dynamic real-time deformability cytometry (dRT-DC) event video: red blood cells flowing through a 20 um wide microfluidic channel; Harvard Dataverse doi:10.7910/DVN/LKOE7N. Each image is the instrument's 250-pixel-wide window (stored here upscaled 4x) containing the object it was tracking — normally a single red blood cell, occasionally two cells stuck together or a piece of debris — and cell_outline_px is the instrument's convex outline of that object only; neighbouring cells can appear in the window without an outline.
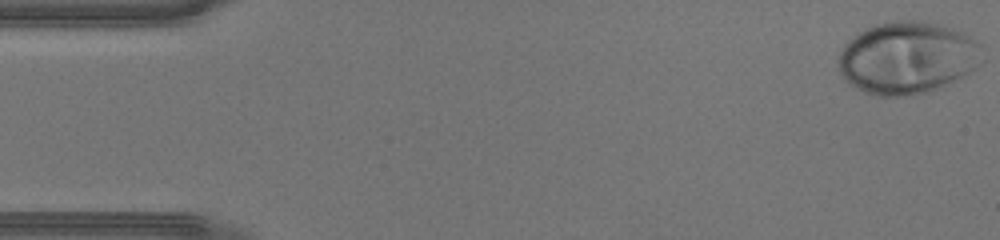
{"species": "human", "species_latin": "Homo sapiens", "temperature_condition": "warm", "stored_images_in_passage": 44, "camera_frame_rate_fps": 3000, "um_per_image_px": 0.085, "donor": {"sex": "male"}, "frame": {"image": 1, "passage_image": 1, "time_ms": 0.0, "image_size_px": [1000, 240], "cell_outline_px": [[984, 60], [980, 64], [964, 76], [940, 88], [928, 92], [904, 96], [876, 96], [864, 92], [848, 84], [844, 80], [836, 64], [836, 60], [844, 44], [852, 36], [876, 24], [896, 20], [924, 20], [952, 28], [964, 32], [984, 44]], "centroid_in_image_um": [77.15, 4.91], "position_along_channel_um": 7.8, "area_um2": 61.79}}
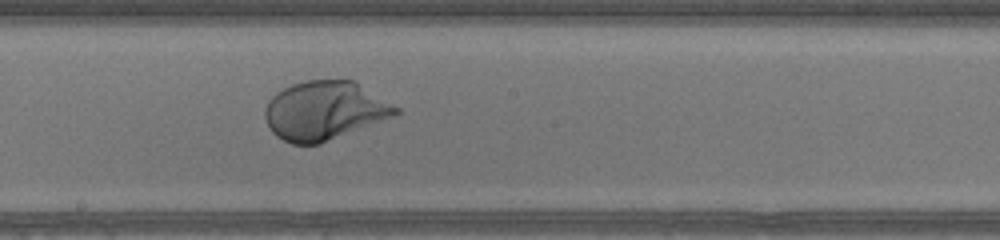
{"frame": {"image": 2, "passage_image": 24, "time_ms": 7.667, "image_size_px": [1000, 240], "cell_outline_px": [[400, 112], [396, 116], [320, 144], [292, 144], [276, 136], [272, 132], [264, 116], [264, 108], [268, 100], [276, 92], [292, 84], [308, 80], [352, 80], [400, 108]], "centroid_in_image_um": [27.58, 9.41], "position_along_channel_um": 220.6, "area_um2": 44.8}}
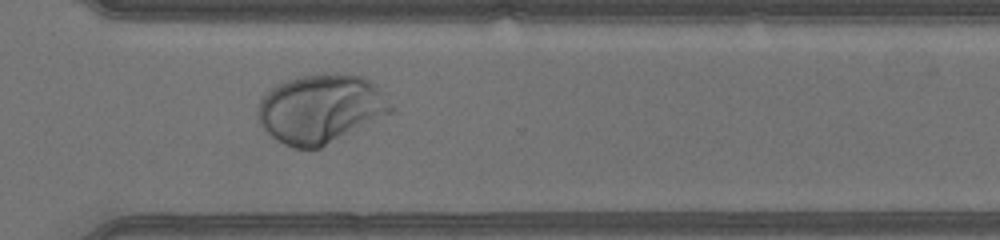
{"frame": {"image": 3, "passage_image": 32, "time_ms": 10.333, "image_size_px": [1000, 240], "cell_outline_px": [[392, 112], [320, 148], [292, 148], [276, 140], [260, 124], [256, 116], [256, 108], [260, 100], [276, 84], [300, 76], [360, 76], [372, 80], [376, 84], [392, 108]], "centroid_in_image_um": [27.21, 9.28], "position_along_channel_um": 343.4, "area_um2": 52.25}}